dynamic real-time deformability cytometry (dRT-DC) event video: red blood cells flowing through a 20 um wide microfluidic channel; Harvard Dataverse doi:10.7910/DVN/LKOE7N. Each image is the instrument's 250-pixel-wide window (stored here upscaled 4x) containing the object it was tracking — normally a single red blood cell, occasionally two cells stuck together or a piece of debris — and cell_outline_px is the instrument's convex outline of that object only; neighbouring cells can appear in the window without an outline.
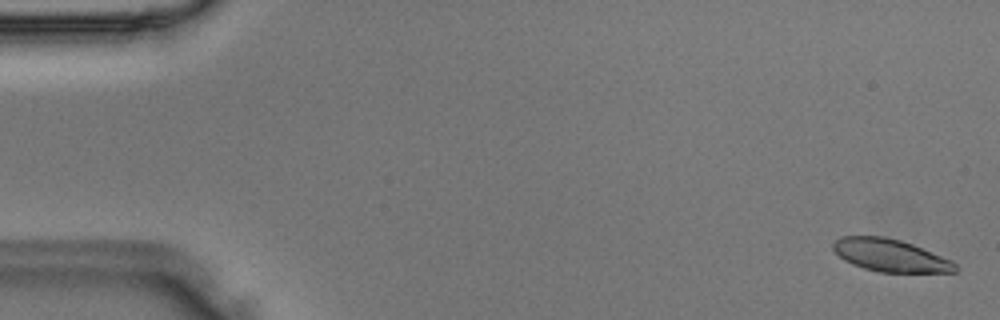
{"species": "Egyptian fruit bat (a non-hibernating species)", "species_latin": "Rousettus aegyptiacus", "temperature_condition": "room temperature", "stored_images_in_passage": 49, "camera_frame_rate_fps": 3000, "um_per_image_px": 0.085, "animal": {"sex": "male"}, "frame": {"image": 1, "passage_image": 2, "time_ms": 0.333, "image_size_px": [1000, 320], "cell_outline_px": [[960, 268], [956, 272], [880, 272], [864, 268], [852, 264], [844, 260], [832, 248], [832, 244], [840, 236], [884, 236], [900, 240], [912, 244], [952, 260]], "centroid_in_image_um": [75.69, 21.7], "position_along_channel_um": 9.3, "area_um2": 23.12}}
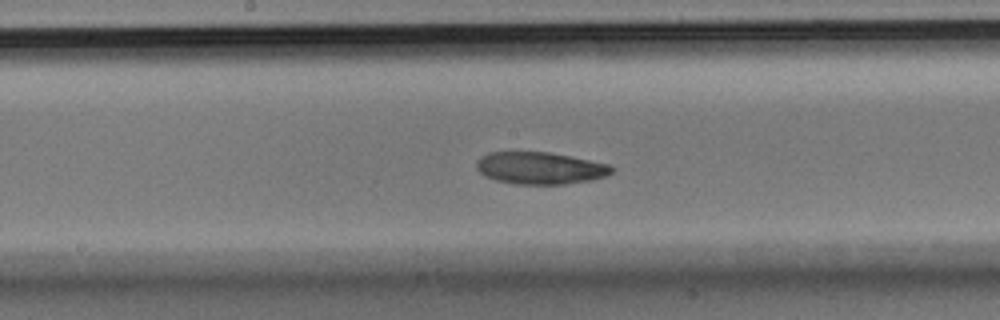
{"frame": {"image": 2, "passage_image": 26, "time_ms": 8.333, "image_size_px": [1000, 320], "cell_outline_px": [[616, 168], [612, 172], [604, 176], [588, 180], [564, 184], [516, 184], [496, 180], [480, 172], [476, 168], [476, 164], [480, 156], [488, 152], [548, 152], [608, 164]], "centroid_in_image_um": [45.88, 14.28], "position_along_channel_um": 202.3, "area_um2": 24.97}}
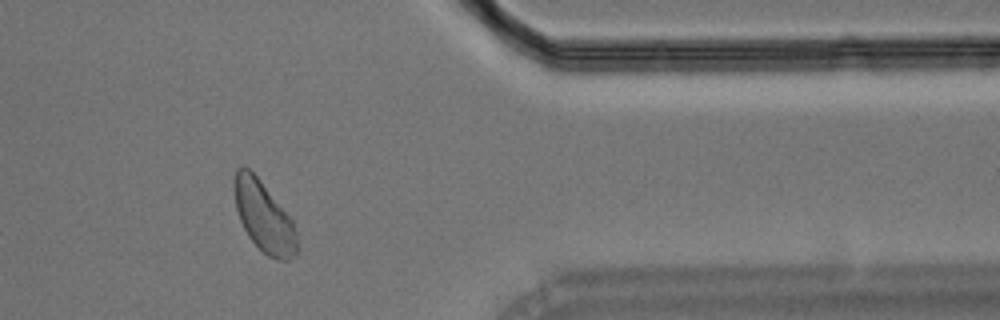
{"frame": {"image": 3, "passage_image": 41, "time_ms": 13.333, "image_size_px": [1000, 320], "cell_outline_px": [[300, 248], [288, 260], [276, 260], [268, 256], [248, 236], [240, 220], [236, 208], [232, 184], [236, 168], [248, 168], [260, 180], [292, 220], [296, 232]], "centroid_in_image_um": [22.42, 18.43], "position_along_channel_um": 389.0, "area_um2": 25.61}}